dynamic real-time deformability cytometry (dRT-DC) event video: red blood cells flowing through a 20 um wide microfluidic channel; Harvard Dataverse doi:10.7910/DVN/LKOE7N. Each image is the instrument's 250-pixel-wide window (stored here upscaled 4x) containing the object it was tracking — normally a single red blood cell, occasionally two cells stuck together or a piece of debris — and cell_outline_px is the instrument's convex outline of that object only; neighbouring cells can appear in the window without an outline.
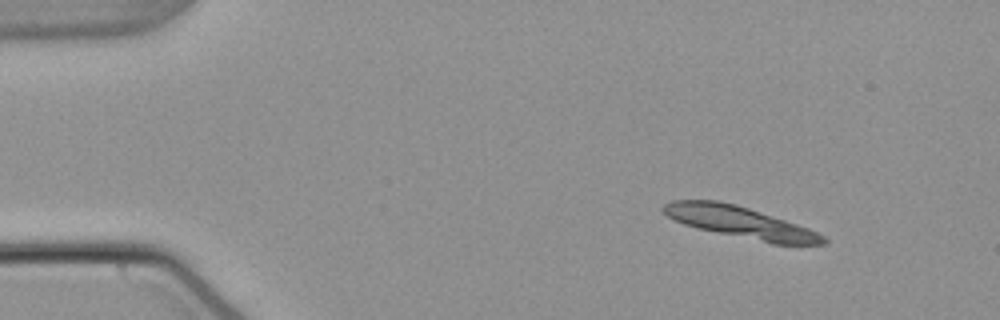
{"species": "common noctule bat (a hibernating species)", "species_latin": "Nyctalus noctula", "temperature_condition": "warm", "stored_images_in_passage": 8, "camera_frame_rate_fps": 3000, "um_per_image_px": 0.085, "animal": {"sex": "male", "body_mass_g": 21.5, "forearm_length_mm": 52.0}, "frame": {"image": 1, "passage_image": 1, "time_ms": 0.0, "image_size_px": [1000, 320], "cell_outline_px": [[828, 244], [772, 244], [696, 228], [684, 224], [668, 216], [660, 208], [664, 204], [672, 200], [720, 200], [736, 204], [808, 228], [824, 236], [828, 240]], "centroid_in_image_um": [62.9, 18.89], "position_along_channel_um": 22.1, "area_um2": 29.19}}